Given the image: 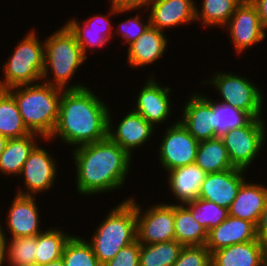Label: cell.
<instances>
[{
  "instance_id": "obj_7",
  "label": "cell",
  "mask_w": 267,
  "mask_h": 266,
  "mask_svg": "<svg viewBox=\"0 0 267 266\" xmlns=\"http://www.w3.org/2000/svg\"><path fill=\"white\" fill-rule=\"evenodd\" d=\"M213 75L203 79L202 86H210L217 92V101L247 112L252 118L263 117L264 98L262 88L250 80L248 76L229 70L213 71ZM216 89V90H215ZM221 97V98H219ZM221 99V101H220Z\"/></svg>"
},
{
  "instance_id": "obj_3",
  "label": "cell",
  "mask_w": 267,
  "mask_h": 266,
  "mask_svg": "<svg viewBox=\"0 0 267 266\" xmlns=\"http://www.w3.org/2000/svg\"><path fill=\"white\" fill-rule=\"evenodd\" d=\"M86 62L87 58L83 55L76 37L65 24L45 37L43 82L62 90L87 87L84 83H71Z\"/></svg>"
},
{
  "instance_id": "obj_4",
  "label": "cell",
  "mask_w": 267,
  "mask_h": 266,
  "mask_svg": "<svg viewBox=\"0 0 267 266\" xmlns=\"http://www.w3.org/2000/svg\"><path fill=\"white\" fill-rule=\"evenodd\" d=\"M17 102L25 127L30 133L49 139L58 121L62 89L40 81L7 89Z\"/></svg>"
},
{
  "instance_id": "obj_33",
  "label": "cell",
  "mask_w": 267,
  "mask_h": 266,
  "mask_svg": "<svg viewBox=\"0 0 267 266\" xmlns=\"http://www.w3.org/2000/svg\"><path fill=\"white\" fill-rule=\"evenodd\" d=\"M62 260L65 266H102L89 242L77 234L66 243Z\"/></svg>"
},
{
  "instance_id": "obj_24",
  "label": "cell",
  "mask_w": 267,
  "mask_h": 266,
  "mask_svg": "<svg viewBox=\"0 0 267 266\" xmlns=\"http://www.w3.org/2000/svg\"><path fill=\"white\" fill-rule=\"evenodd\" d=\"M43 138L37 134L30 133L24 137L9 139L4 151L0 154V175L16 176L20 175L24 163L28 159L30 152Z\"/></svg>"
},
{
  "instance_id": "obj_27",
  "label": "cell",
  "mask_w": 267,
  "mask_h": 266,
  "mask_svg": "<svg viewBox=\"0 0 267 266\" xmlns=\"http://www.w3.org/2000/svg\"><path fill=\"white\" fill-rule=\"evenodd\" d=\"M54 226L36 235V266L61 259L65 245L73 235L63 227Z\"/></svg>"
},
{
  "instance_id": "obj_9",
  "label": "cell",
  "mask_w": 267,
  "mask_h": 266,
  "mask_svg": "<svg viewBox=\"0 0 267 266\" xmlns=\"http://www.w3.org/2000/svg\"><path fill=\"white\" fill-rule=\"evenodd\" d=\"M43 143L40 146V142L30 152L28 159L24 163L18 178L23 179L19 181V188H16V193L26 196H37L47 191H51L54 188L55 181L57 183L60 163L58 157L45 149V146L50 143L49 139H43ZM49 142V143H48ZM47 143V144H46ZM44 145V146H43ZM58 163V164H57ZM24 185V186H23ZM22 186V187H20Z\"/></svg>"
},
{
  "instance_id": "obj_12",
  "label": "cell",
  "mask_w": 267,
  "mask_h": 266,
  "mask_svg": "<svg viewBox=\"0 0 267 266\" xmlns=\"http://www.w3.org/2000/svg\"><path fill=\"white\" fill-rule=\"evenodd\" d=\"M149 73L148 76L146 75L144 85L141 84L142 87L134 97V104H132L134 106L130 105L129 108L142 115L157 129L158 126L161 125L162 128L168 121L170 122L168 119L173 116L172 113H175L172 108L173 101H171L173 91L171 87L164 86L158 81L154 72Z\"/></svg>"
},
{
  "instance_id": "obj_35",
  "label": "cell",
  "mask_w": 267,
  "mask_h": 266,
  "mask_svg": "<svg viewBox=\"0 0 267 266\" xmlns=\"http://www.w3.org/2000/svg\"><path fill=\"white\" fill-rule=\"evenodd\" d=\"M135 11L137 12L136 15L130 16L123 21L121 20V22L117 25L115 24L114 26L115 29L113 36L119 35V37H121V42H123L122 44L125 46L124 48H126V50L150 26V19L147 10L134 9V12Z\"/></svg>"
},
{
  "instance_id": "obj_29",
  "label": "cell",
  "mask_w": 267,
  "mask_h": 266,
  "mask_svg": "<svg viewBox=\"0 0 267 266\" xmlns=\"http://www.w3.org/2000/svg\"><path fill=\"white\" fill-rule=\"evenodd\" d=\"M0 134L8 139L30 134L22 121L17 102L7 89H0Z\"/></svg>"
},
{
  "instance_id": "obj_20",
  "label": "cell",
  "mask_w": 267,
  "mask_h": 266,
  "mask_svg": "<svg viewBox=\"0 0 267 266\" xmlns=\"http://www.w3.org/2000/svg\"><path fill=\"white\" fill-rule=\"evenodd\" d=\"M207 173L196 163L188 164L174 168L166 172L168 189L174 199L170 205H184L187 202L198 199L202 182L205 180ZM179 201V202H178Z\"/></svg>"
},
{
  "instance_id": "obj_31",
  "label": "cell",
  "mask_w": 267,
  "mask_h": 266,
  "mask_svg": "<svg viewBox=\"0 0 267 266\" xmlns=\"http://www.w3.org/2000/svg\"><path fill=\"white\" fill-rule=\"evenodd\" d=\"M214 104V130L215 138L222 137L226 132L234 128L246 125L252 117L245 111L234 108L229 104L214 101L209 95L206 96Z\"/></svg>"
},
{
  "instance_id": "obj_17",
  "label": "cell",
  "mask_w": 267,
  "mask_h": 266,
  "mask_svg": "<svg viewBox=\"0 0 267 266\" xmlns=\"http://www.w3.org/2000/svg\"><path fill=\"white\" fill-rule=\"evenodd\" d=\"M195 0H152L146 9L150 26L172 32L173 28L196 23Z\"/></svg>"
},
{
  "instance_id": "obj_39",
  "label": "cell",
  "mask_w": 267,
  "mask_h": 266,
  "mask_svg": "<svg viewBox=\"0 0 267 266\" xmlns=\"http://www.w3.org/2000/svg\"><path fill=\"white\" fill-rule=\"evenodd\" d=\"M140 243L138 240L122 248L115 257L103 266H140Z\"/></svg>"
},
{
  "instance_id": "obj_15",
  "label": "cell",
  "mask_w": 267,
  "mask_h": 266,
  "mask_svg": "<svg viewBox=\"0 0 267 266\" xmlns=\"http://www.w3.org/2000/svg\"><path fill=\"white\" fill-rule=\"evenodd\" d=\"M14 195L5 215L6 221L4 220L2 223L0 220V230L3 235L6 238H18L36 236L43 232L44 229L41 227L43 226L41 225L43 219L40 216L38 198L17 193ZM0 219L2 218L0 217Z\"/></svg>"
},
{
  "instance_id": "obj_19",
  "label": "cell",
  "mask_w": 267,
  "mask_h": 266,
  "mask_svg": "<svg viewBox=\"0 0 267 266\" xmlns=\"http://www.w3.org/2000/svg\"><path fill=\"white\" fill-rule=\"evenodd\" d=\"M247 172L243 169L233 168L207 174L202 182L198 198L214 202L221 207L229 209L237 196L241 184L247 179Z\"/></svg>"
},
{
  "instance_id": "obj_14",
  "label": "cell",
  "mask_w": 267,
  "mask_h": 266,
  "mask_svg": "<svg viewBox=\"0 0 267 266\" xmlns=\"http://www.w3.org/2000/svg\"><path fill=\"white\" fill-rule=\"evenodd\" d=\"M112 108L108 113L107 137L117 143L122 149L126 150L133 158L135 152L140 151V147L151 144V140L156 134L155 127L150 124L142 115L128 109V111L120 116V120H114ZM113 119V120H112ZM115 121V122H114ZM116 123V124H115Z\"/></svg>"
},
{
  "instance_id": "obj_30",
  "label": "cell",
  "mask_w": 267,
  "mask_h": 266,
  "mask_svg": "<svg viewBox=\"0 0 267 266\" xmlns=\"http://www.w3.org/2000/svg\"><path fill=\"white\" fill-rule=\"evenodd\" d=\"M184 246L176 240L140 244V266H173Z\"/></svg>"
},
{
  "instance_id": "obj_34",
  "label": "cell",
  "mask_w": 267,
  "mask_h": 266,
  "mask_svg": "<svg viewBox=\"0 0 267 266\" xmlns=\"http://www.w3.org/2000/svg\"><path fill=\"white\" fill-rule=\"evenodd\" d=\"M191 212L194 219L202 225L206 231L220 225L228 216L227 208L205 199H196L184 204Z\"/></svg>"
},
{
  "instance_id": "obj_22",
  "label": "cell",
  "mask_w": 267,
  "mask_h": 266,
  "mask_svg": "<svg viewBox=\"0 0 267 266\" xmlns=\"http://www.w3.org/2000/svg\"><path fill=\"white\" fill-rule=\"evenodd\" d=\"M267 249L259 241L237 243L211 253V266H266Z\"/></svg>"
},
{
  "instance_id": "obj_16",
  "label": "cell",
  "mask_w": 267,
  "mask_h": 266,
  "mask_svg": "<svg viewBox=\"0 0 267 266\" xmlns=\"http://www.w3.org/2000/svg\"><path fill=\"white\" fill-rule=\"evenodd\" d=\"M180 114L178 120L197 141L215 138L214 104L206 93L196 89L190 92Z\"/></svg>"
},
{
  "instance_id": "obj_41",
  "label": "cell",
  "mask_w": 267,
  "mask_h": 266,
  "mask_svg": "<svg viewBox=\"0 0 267 266\" xmlns=\"http://www.w3.org/2000/svg\"><path fill=\"white\" fill-rule=\"evenodd\" d=\"M257 239L267 249V200L262 211L260 221L257 225Z\"/></svg>"
},
{
  "instance_id": "obj_2",
  "label": "cell",
  "mask_w": 267,
  "mask_h": 266,
  "mask_svg": "<svg viewBox=\"0 0 267 266\" xmlns=\"http://www.w3.org/2000/svg\"><path fill=\"white\" fill-rule=\"evenodd\" d=\"M89 86L63 90L59 101L58 121L49 138L76 148L107 138L109 106Z\"/></svg>"
},
{
  "instance_id": "obj_40",
  "label": "cell",
  "mask_w": 267,
  "mask_h": 266,
  "mask_svg": "<svg viewBox=\"0 0 267 266\" xmlns=\"http://www.w3.org/2000/svg\"><path fill=\"white\" fill-rule=\"evenodd\" d=\"M152 0H108L120 9H147Z\"/></svg>"
},
{
  "instance_id": "obj_45",
  "label": "cell",
  "mask_w": 267,
  "mask_h": 266,
  "mask_svg": "<svg viewBox=\"0 0 267 266\" xmlns=\"http://www.w3.org/2000/svg\"><path fill=\"white\" fill-rule=\"evenodd\" d=\"M40 266H65L62 258L57 260V261H53V262H49L47 264L44 265H40Z\"/></svg>"
},
{
  "instance_id": "obj_26",
  "label": "cell",
  "mask_w": 267,
  "mask_h": 266,
  "mask_svg": "<svg viewBox=\"0 0 267 266\" xmlns=\"http://www.w3.org/2000/svg\"><path fill=\"white\" fill-rule=\"evenodd\" d=\"M243 0H202L196 2V23L203 28H223Z\"/></svg>"
},
{
  "instance_id": "obj_38",
  "label": "cell",
  "mask_w": 267,
  "mask_h": 266,
  "mask_svg": "<svg viewBox=\"0 0 267 266\" xmlns=\"http://www.w3.org/2000/svg\"><path fill=\"white\" fill-rule=\"evenodd\" d=\"M173 266H211V252L202 246H184Z\"/></svg>"
},
{
  "instance_id": "obj_32",
  "label": "cell",
  "mask_w": 267,
  "mask_h": 266,
  "mask_svg": "<svg viewBox=\"0 0 267 266\" xmlns=\"http://www.w3.org/2000/svg\"><path fill=\"white\" fill-rule=\"evenodd\" d=\"M6 266H36V236L6 238Z\"/></svg>"
},
{
  "instance_id": "obj_13",
  "label": "cell",
  "mask_w": 267,
  "mask_h": 266,
  "mask_svg": "<svg viewBox=\"0 0 267 266\" xmlns=\"http://www.w3.org/2000/svg\"><path fill=\"white\" fill-rule=\"evenodd\" d=\"M223 29L229 33L227 35L237 56L247 53L258 43L261 45L260 43L267 38V30L263 27L257 9L250 0H243Z\"/></svg>"
},
{
  "instance_id": "obj_25",
  "label": "cell",
  "mask_w": 267,
  "mask_h": 266,
  "mask_svg": "<svg viewBox=\"0 0 267 266\" xmlns=\"http://www.w3.org/2000/svg\"><path fill=\"white\" fill-rule=\"evenodd\" d=\"M175 240L183 246L206 245L208 232L185 205H174Z\"/></svg>"
},
{
  "instance_id": "obj_28",
  "label": "cell",
  "mask_w": 267,
  "mask_h": 266,
  "mask_svg": "<svg viewBox=\"0 0 267 266\" xmlns=\"http://www.w3.org/2000/svg\"><path fill=\"white\" fill-rule=\"evenodd\" d=\"M195 163L207 174L235 168L221 138L199 141Z\"/></svg>"
},
{
  "instance_id": "obj_10",
  "label": "cell",
  "mask_w": 267,
  "mask_h": 266,
  "mask_svg": "<svg viewBox=\"0 0 267 266\" xmlns=\"http://www.w3.org/2000/svg\"><path fill=\"white\" fill-rule=\"evenodd\" d=\"M129 200L135 205L137 240L140 244H153L175 240L174 204L153 202L144 209L136 197Z\"/></svg>"
},
{
  "instance_id": "obj_42",
  "label": "cell",
  "mask_w": 267,
  "mask_h": 266,
  "mask_svg": "<svg viewBox=\"0 0 267 266\" xmlns=\"http://www.w3.org/2000/svg\"><path fill=\"white\" fill-rule=\"evenodd\" d=\"M256 7L263 27L267 30V0H250Z\"/></svg>"
},
{
  "instance_id": "obj_6",
  "label": "cell",
  "mask_w": 267,
  "mask_h": 266,
  "mask_svg": "<svg viewBox=\"0 0 267 266\" xmlns=\"http://www.w3.org/2000/svg\"><path fill=\"white\" fill-rule=\"evenodd\" d=\"M34 28L22 39H17L13 53L4 61L0 89L34 84L42 81L44 71V39L40 40ZM40 37V38H39Z\"/></svg>"
},
{
  "instance_id": "obj_23",
  "label": "cell",
  "mask_w": 267,
  "mask_h": 266,
  "mask_svg": "<svg viewBox=\"0 0 267 266\" xmlns=\"http://www.w3.org/2000/svg\"><path fill=\"white\" fill-rule=\"evenodd\" d=\"M257 239V227L247 220L228 216L220 225L208 231L206 248L212 253L217 249Z\"/></svg>"
},
{
  "instance_id": "obj_11",
  "label": "cell",
  "mask_w": 267,
  "mask_h": 266,
  "mask_svg": "<svg viewBox=\"0 0 267 266\" xmlns=\"http://www.w3.org/2000/svg\"><path fill=\"white\" fill-rule=\"evenodd\" d=\"M176 120V121H175ZM175 121V122H174ZM173 123L170 126L164 127L165 133L158 141L156 146L160 170H164L166 173L174 168L186 166L188 164L195 163L196 153L199 141H197L182 125V123L174 118Z\"/></svg>"
},
{
  "instance_id": "obj_18",
  "label": "cell",
  "mask_w": 267,
  "mask_h": 266,
  "mask_svg": "<svg viewBox=\"0 0 267 266\" xmlns=\"http://www.w3.org/2000/svg\"><path fill=\"white\" fill-rule=\"evenodd\" d=\"M167 33L169 32L165 33L164 31L149 26L145 32L127 48L126 66L131 69L142 70L145 69V66H153L160 61L162 56L166 54L168 46H170V38Z\"/></svg>"
},
{
  "instance_id": "obj_37",
  "label": "cell",
  "mask_w": 267,
  "mask_h": 266,
  "mask_svg": "<svg viewBox=\"0 0 267 266\" xmlns=\"http://www.w3.org/2000/svg\"><path fill=\"white\" fill-rule=\"evenodd\" d=\"M109 10L104 13H95L91 15L87 20H83L86 24V31H95V32H103V36L110 42L114 39V26L111 21V17L115 15V17H119L120 14H128L132 13L134 9H120L117 8L114 4H109ZM108 13V14H107Z\"/></svg>"
},
{
  "instance_id": "obj_43",
  "label": "cell",
  "mask_w": 267,
  "mask_h": 266,
  "mask_svg": "<svg viewBox=\"0 0 267 266\" xmlns=\"http://www.w3.org/2000/svg\"><path fill=\"white\" fill-rule=\"evenodd\" d=\"M0 266H6V237L0 230Z\"/></svg>"
},
{
  "instance_id": "obj_44",
  "label": "cell",
  "mask_w": 267,
  "mask_h": 266,
  "mask_svg": "<svg viewBox=\"0 0 267 266\" xmlns=\"http://www.w3.org/2000/svg\"><path fill=\"white\" fill-rule=\"evenodd\" d=\"M8 140H9L8 138L0 134V154L4 151Z\"/></svg>"
},
{
  "instance_id": "obj_21",
  "label": "cell",
  "mask_w": 267,
  "mask_h": 266,
  "mask_svg": "<svg viewBox=\"0 0 267 266\" xmlns=\"http://www.w3.org/2000/svg\"><path fill=\"white\" fill-rule=\"evenodd\" d=\"M256 181L246 179L241 184L228 211L230 216L252 222L257 227L267 200V185Z\"/></svg>"
},
{
  "instance_id": "obj_5",
  "label": "cell",
  "mask_w": 267,
  "mask_h": 266,
  "mask_svg": "<svg viewBox=\"0 0 267 266\" xmlns=\"http://www.w3.org/2000/svg\"><path fill=\"white\" fill-rule=\"evenodd\" d=\"M129 198L125 197L111 207L101 223L92 230L91 238L86 239L102 266L122 248L137 240L135 205Z\"/></svg>"
},
{
  "instance_id": "obj_1",
  "label": "cell",
  "mask_w": 267,
  "mask_h": 266,
  "mask_svg": "<svg viewBox=\"0 0 267 266\" xmlns=\"http://www.w3.org/2000/svg\"><path fill=\"white\" fill-rule=\"evenodd\" d=\"M74 161L77 194L82 198L120 191L132 170L134 158L108 137L70 148ZM96 195V196H95Z\"/></svg>"
},
{
  "instance_id": "obj_36",
  "label": "cell",
  "mask_w": 267,
  "mask_h": 266,
  "mask_svg": "<svg viewBox=\"0 0 267 266\" xmlns=\"http://www.w3.org/2000/svg\"><path fill=\"white\" fill-rule=\"evenodd\" d=\"M77 17H71L64 24L76 37L77 43L80 45L83 55L88 59L89 54H93L98 51L95 49H101L104 46L110 44V42L103 36V32L86 31V24L79 22ZM107 44V45H106ZM90 50V53L88 51ZM88 54V55H87Z\"/></svg>"
},
{
  "instance_id": "obj_8",
  "label": "cell",
  "mask_w": 267,
  "mask_h": 266,
  "mask_svg": "<svg viewBox=\"0 0 267 266\" xmlns=\"http://www.w3.org/2000/svg\"><path fill=\"white\" fill-rule=\"evenodd\" d=\"M264 119L252 118L246 125L231 129L220 137L235 168L249 171L263 154L267 140V123Z\"/></svg>"
}]
</instances>
